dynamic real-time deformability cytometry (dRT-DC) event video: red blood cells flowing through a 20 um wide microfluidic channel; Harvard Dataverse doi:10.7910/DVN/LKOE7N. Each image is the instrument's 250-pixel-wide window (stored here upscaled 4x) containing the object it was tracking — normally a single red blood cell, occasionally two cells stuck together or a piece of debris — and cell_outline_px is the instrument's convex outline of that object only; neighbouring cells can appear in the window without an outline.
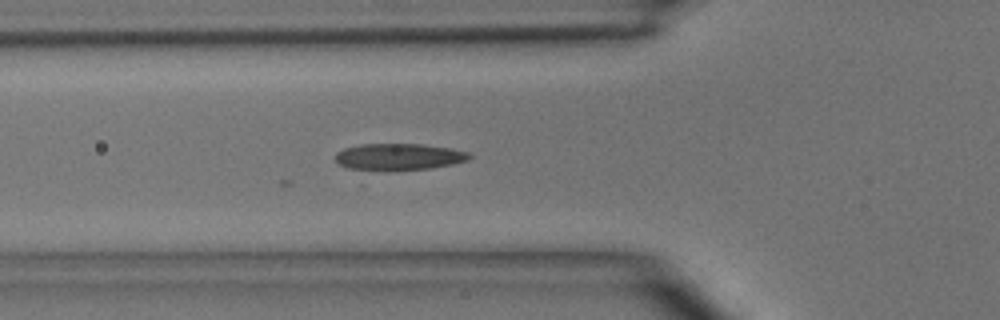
{"species": "common noctule bat (a hibernating species)", "species_latin": "Nyctalus noctula", "temperature_condition": "room temperature", "stored_images_in_passage": 4, "camera_frame_rate_fps": 3000, "um_per_image_px": 0.085, "animal": {"sex": "male", "body_mass_g": 15.6}, "frame": {"image": 1, "passage_image": 4, "time_ms": 3.333, "image_size_px": [1000, 320], "cell_outline_px": [[472, 156], [468, 160], [452, 164], [432, 168], [388, 172], [348, 168], [340, 164], [336, 160], [336, 152], [344, 148], [360, 144], [424, 144], [452, 148], [468, 152]], "centroid_in_image_um": [33.9, 13.34], "position_along_channel_um": 91.9, "area_um2": 21.27}}